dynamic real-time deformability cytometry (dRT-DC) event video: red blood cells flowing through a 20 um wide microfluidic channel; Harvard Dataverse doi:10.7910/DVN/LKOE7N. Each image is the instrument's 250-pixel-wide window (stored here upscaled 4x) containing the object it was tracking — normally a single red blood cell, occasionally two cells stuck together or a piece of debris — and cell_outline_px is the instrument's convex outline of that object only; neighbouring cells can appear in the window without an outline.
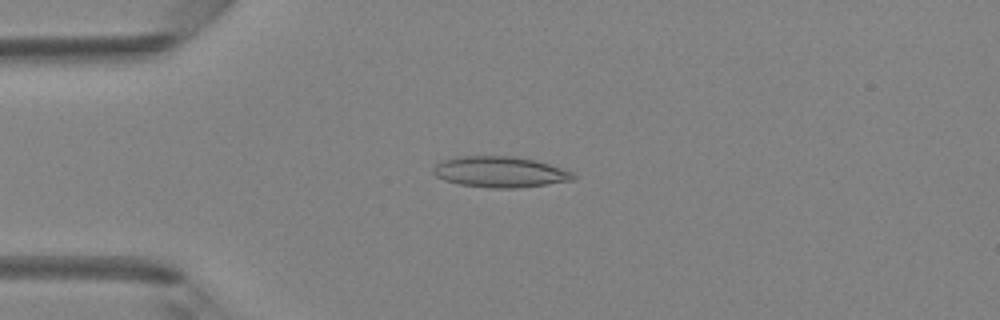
{"species": "Egyptian fruit bat (a non-hibernating species)", "species_latin": "Rousettus aegyptiacus", "temperature_condition": "room temperature", "stored_images_in_passage": 47, "camera_frame_rate_fps": 3000, "um_per_image_px": 0.085, "animal": {"sex": "female"}, "frame": {"image": 1, "passage_image": 11, "time_ms": 3.333, "image_size_px": [1000, 320], "cell_outline_px": [[576, 180], [520, 188], [488, 188], [460, 184], [444, 180], [436, 176], [432, 172], [432, 168], [440, 160], [460, 156], [512, 156], [532, 160], [564, 168], [572, 172], [576, 176]], "centroid_in_image_um": [42.5, 14.62], "position_along_channel_um": 42.5, "area_um2": 25.37}}
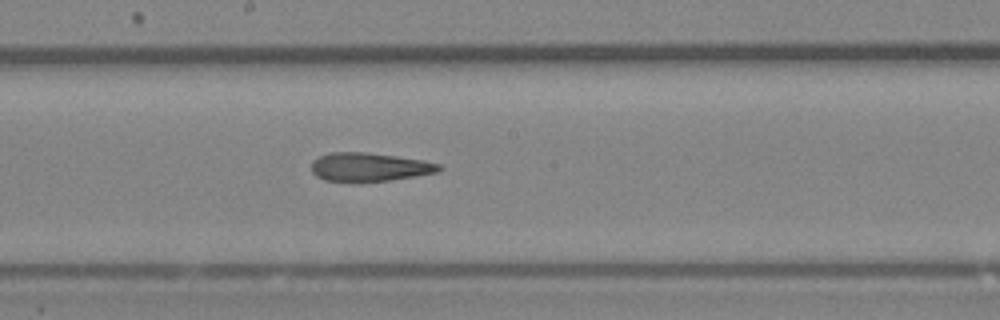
{"frame": {"image": 2, "passage_image": 25, "time_ms": 8.0, "image_size_px": [1000, 320], "cell_outline_px": [[444, 168], [440, 172], [416, 176], [360, 184], [356, 184], [324, 180], [316, 176], [312, 172], [312, 160], [320, 156], [332, 152], [364, 152], [396, 156], [424, 160], [440, 164]], "centroid_in_image_um": [31.4, 14.23], "position_along_channel_um": 216.8, "area_um2": 21.91}}
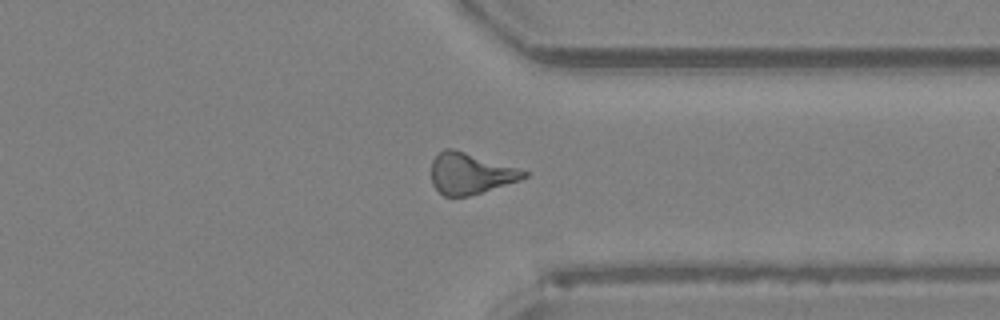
{"frame": {"image": 3, "passage_image": 36, "time_ms": 11.667, "image_size_px": [1000, 320], "cell_outline_px": [[528, 176], [520, 180], [468, 196], [444, 196], [432, 184], [432, 160], [444, 148], [452, 148], [516, 168], [528, 172]], "centroid_in_image_um": [39.95, 14.75], "position_along_channel_um": 371.4, "area_um2": 21.68}, "authors_computed_cell_mechanics": {"area_um2": 22.0218, "velocity_mm_per_s": 4.2575, "shape_relaxation_time_tau1_ms": null, "shape_relaxation_time_tau2_ms": 1.7912, "deformation_change_tau1": null, "deformation_change_tau2": 0.1274}}